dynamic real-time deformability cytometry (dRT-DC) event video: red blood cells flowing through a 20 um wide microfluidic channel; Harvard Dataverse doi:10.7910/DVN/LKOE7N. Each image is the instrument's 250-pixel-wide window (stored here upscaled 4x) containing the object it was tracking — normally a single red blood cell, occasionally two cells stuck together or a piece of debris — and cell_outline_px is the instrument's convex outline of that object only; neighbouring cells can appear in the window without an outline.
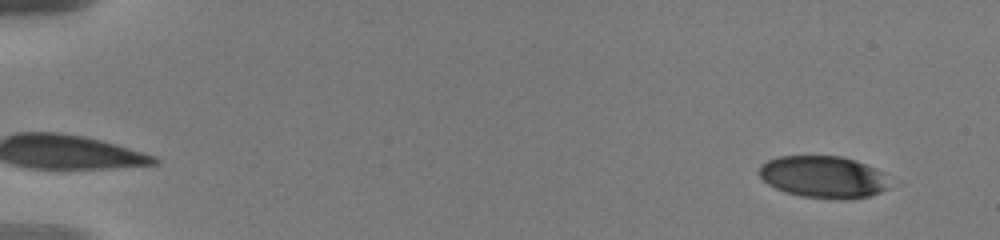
{"species": "human", "species_latin": "Homo sapiens", "temperature_condition": "warm", "stored_images_in_passage": 11, "camera_frame_rate_fps": 3000, "um_per_image_px": 0.085, "donor": {"sex": "male"}, "frame": {"image": 1, "passage_image": 2, "time_ms": 0.667, "image_size_px": [1000, 240], "cell_outline_px": [[884, 188], [880, 192], [868, 196], [844, 200], [800, 196], [776, 188], [768, 184], [760, 176], [760, 164], [768, 160], [780, 156], [840, 156], [856, 160], [876, 168], [884, 172]], "centroid_in_image_um": [69.94, 15.03], "position_along_channel_um": 15.1, "area_um2": 31.56}}
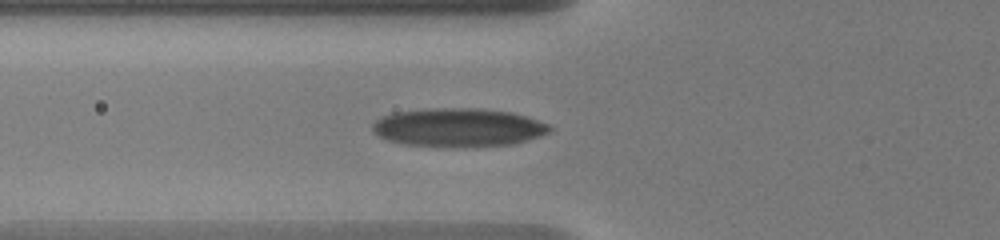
{"frame": {"image": 2, "passage_image": 8, "time_ms": 6.667, "image_size_px": [1000, 240], "cell_outline_px": [[552, 132], [528, 140], [512, 144], [464, 148], [404, 144], [388, 140], [372, 132], [372, 124], [380, 116], [392, 112], [428, 108], [480, 108], [512, 112], [528, 116], [548, 124], [552, 128]], "centroid_in_image_um": [38.97, 10.83], "position_along_channel_um": 86.8, "area_um2": 40.46}}
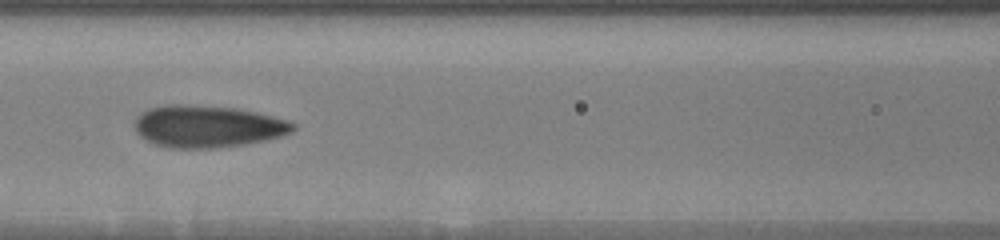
{"frame": {"image": 3, "passage_image": 10, "time_ms": 8.333, "image_size_px": [1000, 240], "cell_outline_px": [[296, 128], [292, 132], [268, 140], [244, 144], [216, 148], [172, 148], [156, 144], [140, 136], [136, 132], [136, 116], [148, 108], [172, 104], [180, 104], [236, 108], [256, 112], [288, 120], [296, 124]], "centroid_in_image_um": [17.67, 10.74], "position_along_channel_um": 148.9, "area_um2": 38.73}}